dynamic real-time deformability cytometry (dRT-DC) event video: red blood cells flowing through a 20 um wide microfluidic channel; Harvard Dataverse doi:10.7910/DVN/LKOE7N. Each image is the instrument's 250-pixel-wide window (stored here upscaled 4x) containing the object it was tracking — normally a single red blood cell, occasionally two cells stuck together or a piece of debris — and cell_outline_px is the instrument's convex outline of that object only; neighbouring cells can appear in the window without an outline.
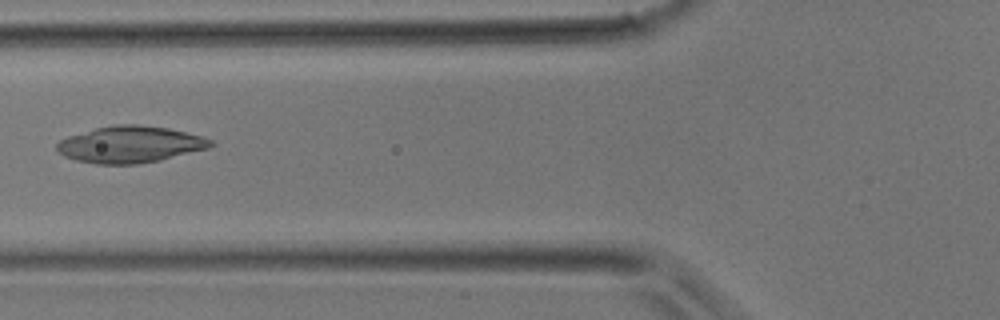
{"species": "common noctule bat (a hibernating species)", "species_latin": "Nyctalus noctula", "temperature_condition": "room temperature", "stored_images_in_passage": 41, "camera_frame_rate_fps": 3000, "um_per_image_px": 0.085, "animal": {"sex": "male", "body_mass_g": 17.9}, "frame": {"image": 1, "passage_image": 15, "time_ms": 4.667, "image_size_px": [1000, 320], "cell_outline_px": [[216, 144], [208, 148], [160, 160], [136, 164], [96, 164], [76, 160], [64, 156], [56, 148], [56, 144], [60, 140], [68, 136], [96, 128], [112, 124], [140, 124], [168, 128], [204, 136], [212, 140]], "centroid_in_image_um": [11.08, 12.27], "position_along_channel_um": 114.7, "area_um2": 32.89}}
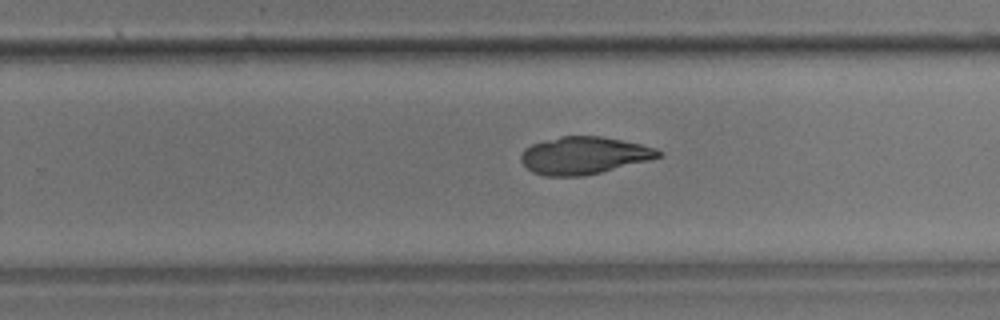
{"frame": {"image": 2, "passage_image": 25, "time_ms": 8.0, "image_size_px": [1000, 320], "cell_outline_px": [[664, 156], [600, 172], [580, 176], [544, 176], [532, 172], [520, 160], [520, 156], [524, 148], [532, 144], [560, 136], [600, 136], [640, 144], [656, 148], [664, 152]], "centroid_in_image_um": [49.62, 13.21], "position_along_channel_um": 280.2, "area_um2": 29.77}}
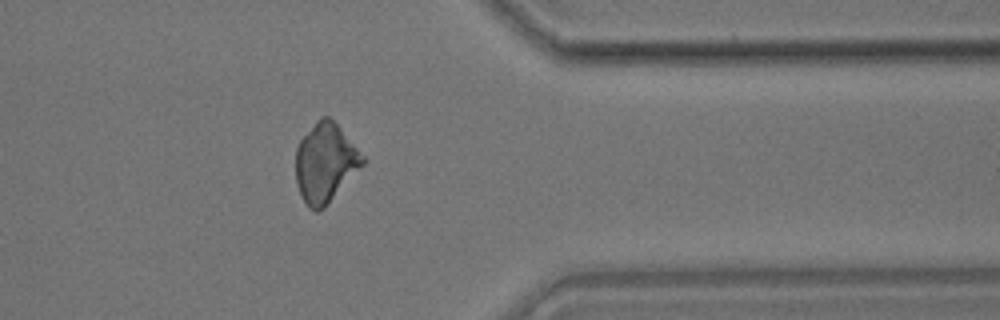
{"frame": {"image": 3, "passage_image": 32, "time_ms": 10.333, "image_size_px": [1000, 320], "cell_outline_px": [[364, 164], [324, 208], [316, 212], [308, 208], [296, 184], [296, 148], [300, 140], [316, 120], [320, 116], [328, 116], [336, 124], [364, 156]], "centroid_in_image_um": [27.63, 13.85], "position_along_channel_um": 383.8, "area_um2": 30.46}}